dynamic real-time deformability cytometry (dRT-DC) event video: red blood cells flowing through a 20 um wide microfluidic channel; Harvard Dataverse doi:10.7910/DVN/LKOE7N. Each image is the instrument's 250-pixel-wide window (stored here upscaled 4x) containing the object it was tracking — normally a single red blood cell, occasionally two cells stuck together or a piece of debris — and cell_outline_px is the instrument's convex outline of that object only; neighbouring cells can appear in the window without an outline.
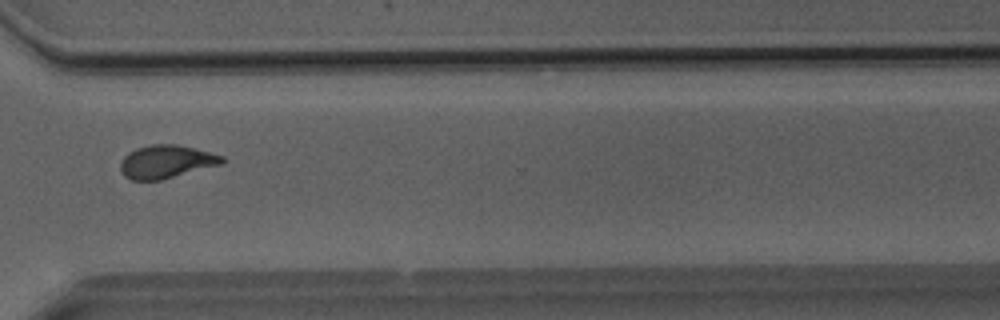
{"species": "Egyptian fruit bat (a non-hibernating species)", "species_latin": "Rousettus aegyptiacus", "temperature_condition": "room temperature", "stored_images_in_passage": 49, "camera_frame_rate_fps": 3000, "um_per_image_px": 0.085, "animal": {"sex": "male"}, "frame": {"image": 1, "passage_image": 36, "time_ms": 11.667, "image_size_px": [1000, 320], "cell_outline_px": [[224, 164], [160, 180], [132, 180], [124, 176], [120, 168], [120, 160], [128, 152], [136, 148], [152, 144], [176, 144], [224, 156]], "centroid_in_image_um": [14.11, 13.75], "position_along_channel_um": 356.5, "area_um2": 19.65}}
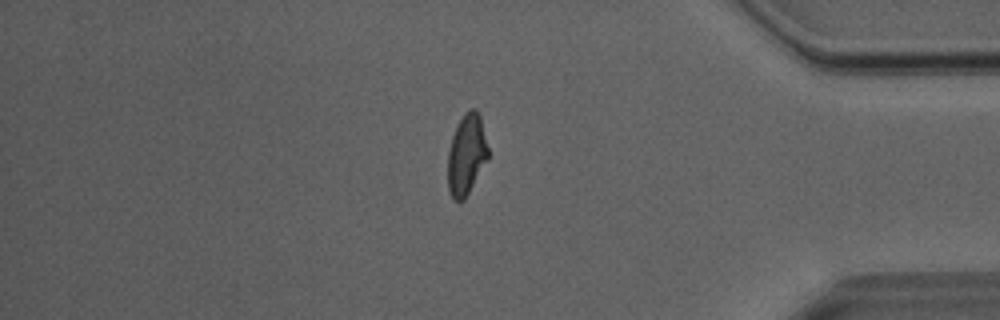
{"frame": {"image": 2, "passage_image": 41, "time_ms": 13.333, "image_size_px": [1000, 320], "cell_outline_px": [[488, 160], [464, 200], [452, 200], [448, 188], [448, 152], [452, 136], [464, 112], [468, 108], [472, 108], [480, 116], [488, 148]], "centroid_in_image_um": [39.65, 13.16], "position_along_channel_um": 395.6, "area_um2": 18.84}}
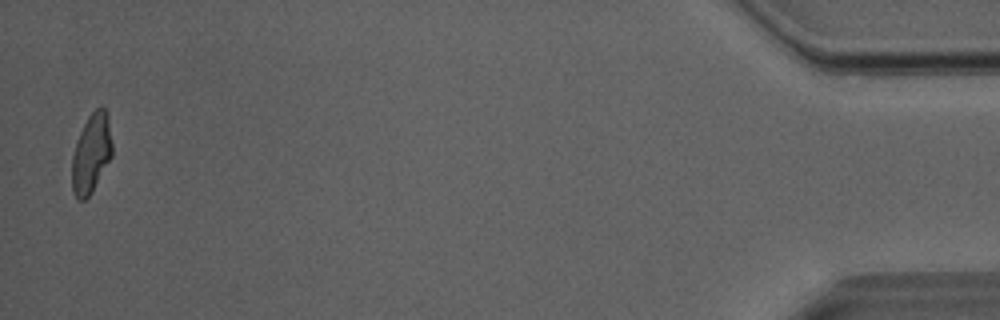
{"frame": {"image": 3, "passage_image": 48, "time_ms": 15.667, "image_size_px": [1000, 320], "cell_outline_px": [[112, 156], [92, 192], [84, 200], [76, 200], [72, 192], [72, 156], [76, 140], [88, 116], [100, 104], [108, 112], [112, 144]], "centroid_in_image_um": [7.76, 13.02], "position_along_channel_um": 427.4, "area_um2": 18.84}, "authors_computed_cell_mechanics": {"area_um2": 19.4786, "velocity_mm_per_s": 4.0562, "shape_relaxation_time_tau1_ms": 6.6081, "shape_relaxation_time_tau2_ms": 1.3789, "deformation_change_tau1": 0.1858, "deformation_change_tau2": 0.0715}}